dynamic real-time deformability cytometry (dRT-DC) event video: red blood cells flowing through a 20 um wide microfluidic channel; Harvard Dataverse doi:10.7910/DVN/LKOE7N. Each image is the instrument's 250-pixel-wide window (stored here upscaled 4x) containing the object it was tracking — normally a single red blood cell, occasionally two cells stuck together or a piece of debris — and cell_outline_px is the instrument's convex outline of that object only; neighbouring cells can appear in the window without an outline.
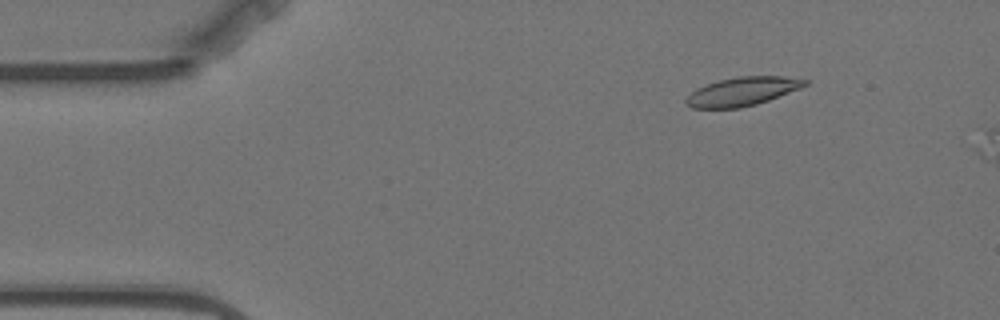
{"species": "Egyptian fruit bat (a non-hibernating species)", "species_latin": "Rousettus aegyptiacus", "temperature_condition": "warm", "stored_images_in_passage": 3, "camera_frame_rate_fps": 3000, "um_per_image_px": 0.085, "animal": {"sex": "female"}, "frame": {"image": 1, "passage_image": 2, "time_ms": 1.333, "image_size_px": [1000, 320], "cell_outline_px": [[812, 80], [808, 84], [800, 88], [768, 100], [756, 104], [740, 108], [692, 108], [684, 104], [684, 100], [696, 88], [720, 80], [740, 76], [784, 76]], "centroid_in_image_um": [63.11, 7.77], "position_along_channel_um": 21.9, "area_um2": 19.83}}